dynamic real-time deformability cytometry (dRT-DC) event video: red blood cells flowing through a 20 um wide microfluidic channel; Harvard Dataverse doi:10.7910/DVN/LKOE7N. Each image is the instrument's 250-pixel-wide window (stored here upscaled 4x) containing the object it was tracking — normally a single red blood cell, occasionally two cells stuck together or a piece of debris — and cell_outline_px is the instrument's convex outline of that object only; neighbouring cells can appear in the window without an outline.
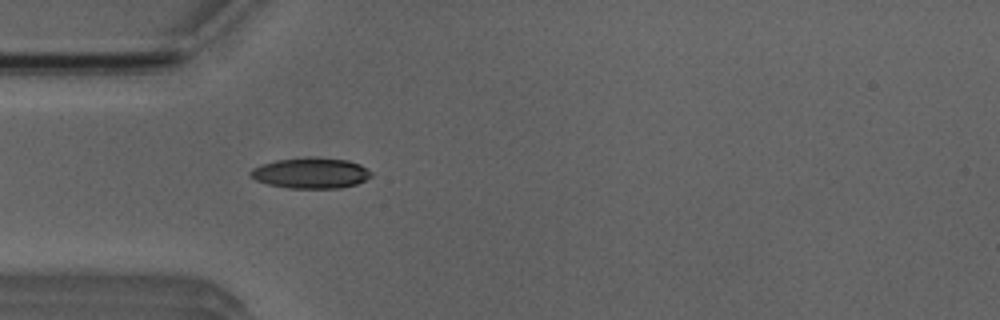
{"species": "Egyptian fruit bat (a non-hibernating species)", "species_latin": "Rousettus aegyptiacus", "temperature_condition": "room temperature", "stored_images_in_passage": 29, "camera_frame_rate_fps": 3000, "um_per_image_px": 0.085, "animal": {"sex": "male"}, "frame": {"image": 1, "passage_image": 7, "time_ms": 2.0, "image_size_px": [1000, 320], "cell_outline_px": [[372, 176], [356, 184], [340, 188], [288, 188], [268, 184], [256, 180], [248, 172], [252, 168], [260, 164], [276, 160], [308, 156], [312, 156], [348, 160], [360, 164], [372, 172]], "centroid_in_image_um": [26.41, 14.69], "position_along_channel_um": 58.6, "area_um2": 21.79}}
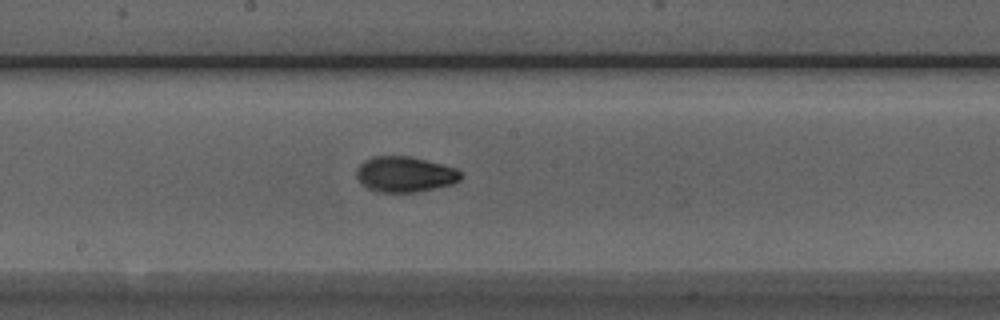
{"frame": {"image": 2, "passage_image": 19, "time_ms": 6.0, "image_size_px": [1000, 320], "cell_outline_px": [[460, 180], [452, 184], [416, 192], [380, 192], [368, 188], [356, 176], [356, 168], [364, 160], [372, 156], [408, 156], [456, 168], [460, 172]], "centroid_in_image_um": [34.39, 14.81], "position_along_channel_um": 213.8, "area_um2": 21.33}}
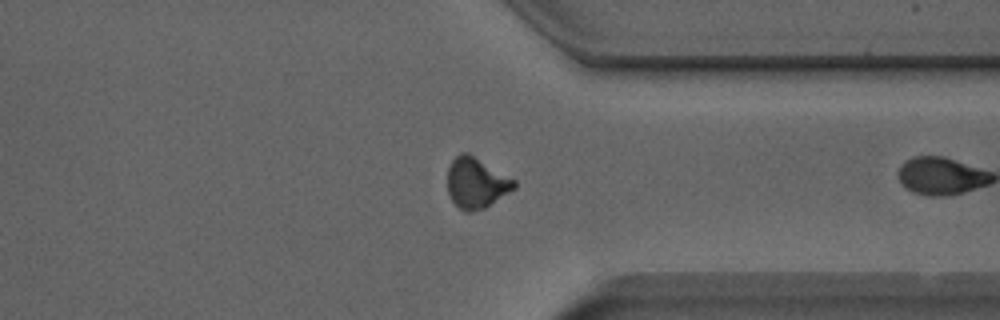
{"frame": {"image": 3, "passage_image": 28, "time_ms": 9.0, "image_size_px": [1000, 320], "cell_outline_px": [[516, 188], [484, 208], [472, 212], [464, 212], [448, 196], [448, 168], [452, 160], [460, 152], [468, 152], [516, 180]], "centroid_in_image_um": [40.48, 15.54], "position_along_channel_um": 370.9, "area_um2": 19.71}}